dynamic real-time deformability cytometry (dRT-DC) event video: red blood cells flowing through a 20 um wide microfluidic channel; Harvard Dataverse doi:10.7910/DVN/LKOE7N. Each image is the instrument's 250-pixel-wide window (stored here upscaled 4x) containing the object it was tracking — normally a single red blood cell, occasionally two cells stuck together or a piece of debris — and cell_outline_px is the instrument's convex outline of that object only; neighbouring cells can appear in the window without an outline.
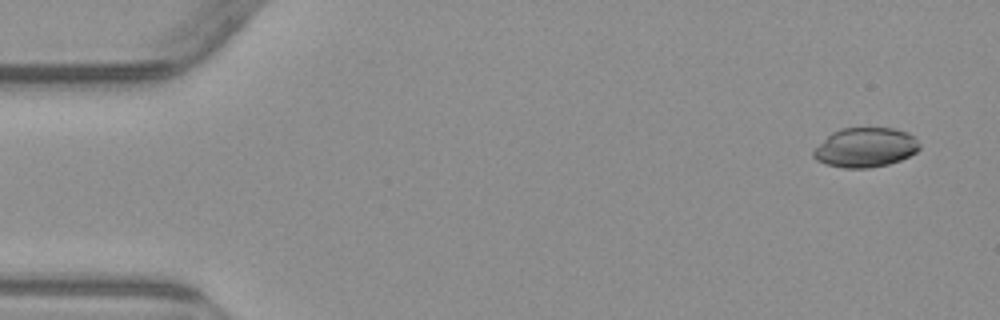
{"species": "common noctule bat (a hibernating species)", "species_latin": "Nyctalus noctula", "temperature_condition": "warm", "stored_images_in_passage": 4, "camera_frame_rate_fps": 3000, "um_per_image_px": 0.085, "animal": {"sex": "male", "body_mass_g": 23.1, "forearm_length_mm": 52.7}, "frame": {"image": 1, "passage_image": 1, "time_ms": 0.0, "image_size_px": [1000, 320], "cell_outline_px": [[920, 148], [916, 152], [900, 160], [888, 164], [868, 168], [844, 168], [824, 164], [816, 160], [812, 156], [812, 152], [832, 132], [840, 128], [892, 128], [908, 132], [920, 144]], "centroid_in_image_um": [73.55, 12.54], "position_along_channel_um": 11.5, "area_um2": 24.33}}
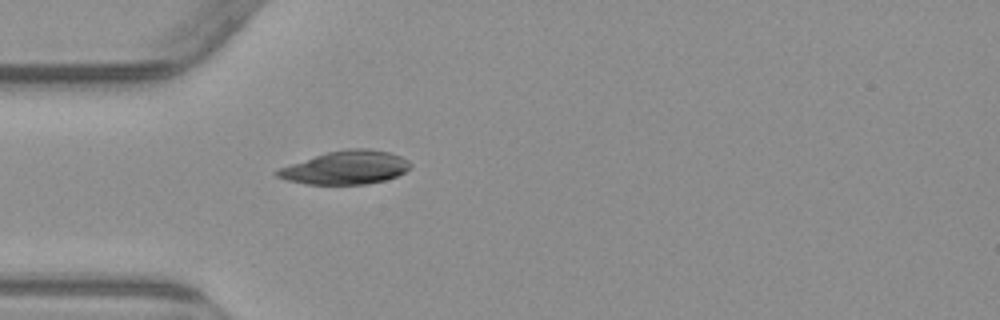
{"frame": {"image": 2, "passage_image": 4, "time_ms": 4.333, "image_size_px": [1000, 320], "cell_outline_px": [[412, 164], [404, 172], [396, 176], [384, 180], [364, 184], [304, 184], [284, 180], [276, 176], [272, 172], [280, 168], [328, 152], [348, 148], [368, 148], [388, 152], [400, 156], [408, 160]], "centroid_in_image_um": [29.37, 14.25], "position_along_channel_um": 55.6, "area_um2": 25.66}}